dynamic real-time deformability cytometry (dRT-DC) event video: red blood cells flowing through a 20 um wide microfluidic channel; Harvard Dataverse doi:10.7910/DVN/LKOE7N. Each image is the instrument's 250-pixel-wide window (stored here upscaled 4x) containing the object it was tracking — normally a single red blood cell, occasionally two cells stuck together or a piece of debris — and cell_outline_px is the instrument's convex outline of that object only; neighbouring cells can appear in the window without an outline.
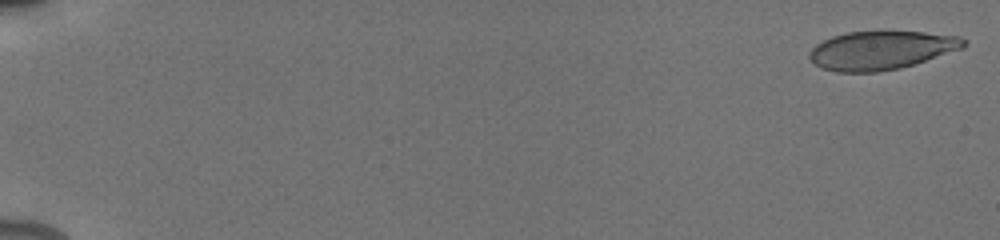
{"species": "human", "species_latin": "Homo sapiens", "temperature_condition": "cold", "stored_images_in_passage": 18, "camera_frame_rate_fps": 3000, "um_per_image_px": 0.085, "donor": {"sex": "male"}, "frame": {"image": 1, "passage_image": 1, "time_ms": 0.0, "image_size_px": [1000, 240], "cell_outline_px": [[968, 44], [964, 48], [900, 68], [876, 72], [836, 72], [824, 68], [816, 64], [808, 56], [808, 52], [816, 44], [832, 36], [848, 32], [884, 28], [924, 32], [960, 36], [968, 40]], "centroid_in_image_um": [74.94, 4.22], "position_along_channel_um": 10.1, "area_um2": 35.6}}
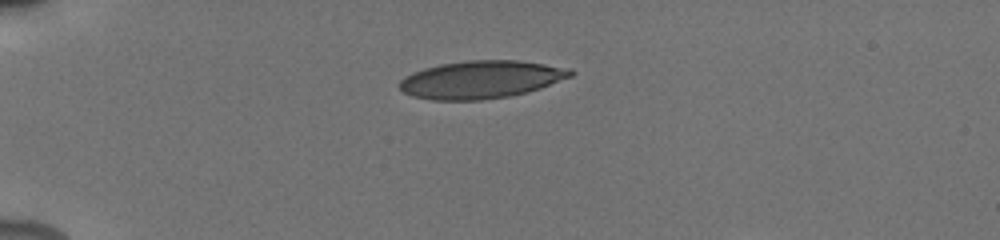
{"frame": {"image": 2, "passage_image": 12, "time_ms": 4.667, "image_size_px": [1000, 240], "cell_outline_px": [[576, 72], [572, 76], [540, 88], [508, 96], [480, 100], [432, 100], [412, 96], [404, 92], [400, 88], [400, 80], [404, 76], [412, 72], [424, 68], [440, 64], [468, 60], [520, 60], [572, 68]], "centroid_in_image_um": [40.9, 6.75], "position_along_channel_um": 44.1, "area_um2": 37.69}}
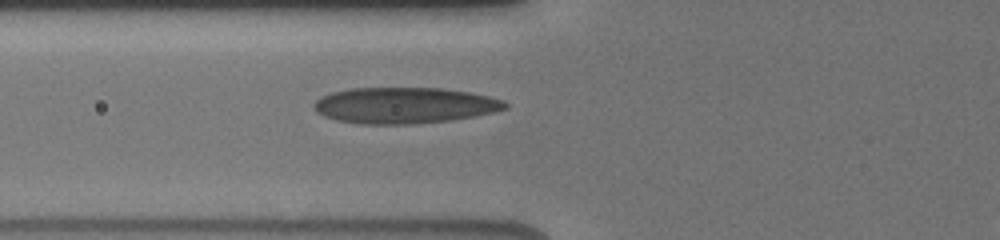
{"frame": {"image": 3, "passage_image": 18, "time_ms": 7.0, "image_size_px": [1000, 240], "cell_outline_px": [[508, 108], [496, 112], [476, 116], [448, 120], [412, 124], [360, 124], [336, 120], [324, 116], [316, 112], [312, 104], [320, 96], [332, 92], [352, 88], [444, 88], [468, 92], [488, 96], [504, 100], [508, 104]], "centroid_in_image_um": [34.37, 8.96], "position_along_channel_um": 91.4, "area_um2": 40.4}}